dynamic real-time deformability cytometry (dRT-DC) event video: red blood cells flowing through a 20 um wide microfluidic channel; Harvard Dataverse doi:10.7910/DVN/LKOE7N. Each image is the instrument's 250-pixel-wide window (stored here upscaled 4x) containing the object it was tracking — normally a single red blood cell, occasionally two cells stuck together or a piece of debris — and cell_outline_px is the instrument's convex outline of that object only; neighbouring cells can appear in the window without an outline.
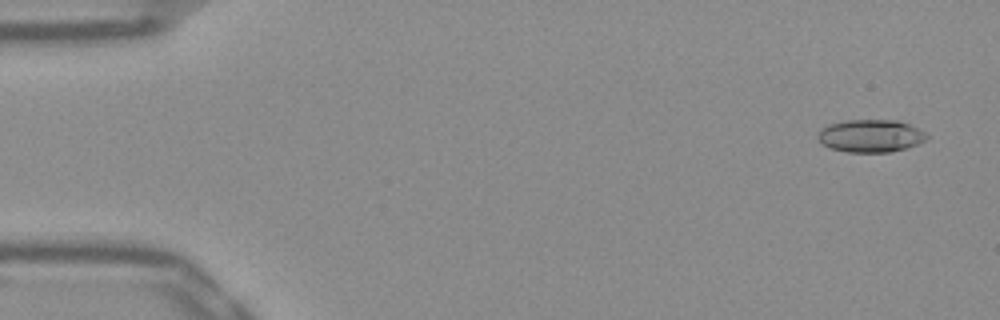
{"species": "Egyptian fruit bat (a non-hibernating species)", "species_latin": "Rousettus aegyptiacus", "temperature_condition": "warm", "stored_images_in_passage": 53, "camera_frame_rate_fps": 3000, "um_per_image_px": 0.085, "frame": {"image": 1, "passage_image": 3, "time_ms": 0.667, "image_size_px": [1000, 320], "cell_outline_px": [[928, 136], [924, 140], [908, 148], [888, 152], [848, 152], [832, 148], [824, 144], [816, 136], [820, 128], [828, 124], [848, 120], [896, 120], [908, 124], [924, 132]], "centroid_in_image_um": [73.97, 11.54], "position_along_channel_um": 11.0, "area_um2": 20.52}}
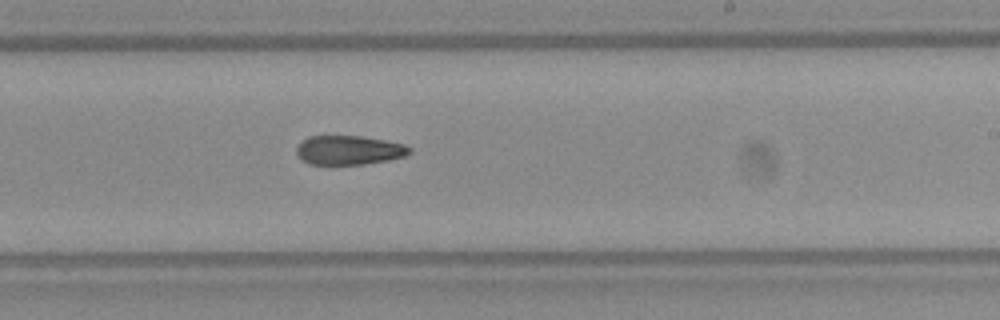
{"frame": {"image": 2, "passage_image": 32, "time_ms": 10.333, "image_size_px": [1000, 320], "cell_outline_px": [[412, 152], [404, 156], [388, 160], [364, 164], [308, 164], [300, 160], [296, 152], [296, 148], [308, 136], [360, 136], [388, 140], [404, 144], [412, 148]], "centroid_in_image_um": [29.68, 12.76], "position_along_channel_um": 259.3, "area_um2": 19.31}}
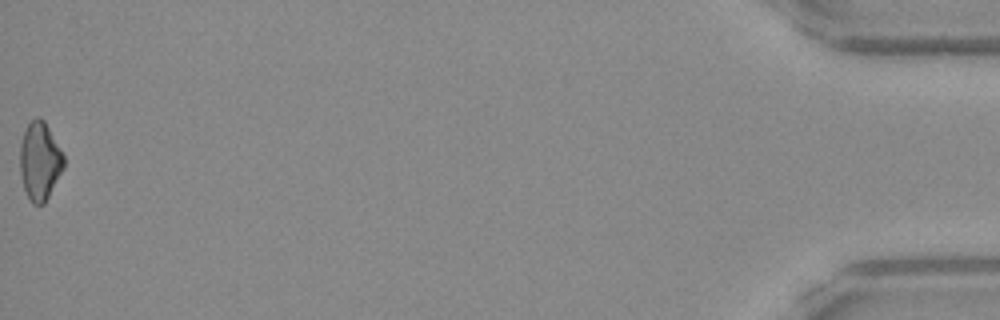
{"frame": {"image": 3, "passage_image": 53, "time_ms": 17.333, "image_size_px": [1000, 320], "cell_outline_px": [[64, 168], [44, 204], [32, 204], [24, 188], [20, 172], [20, 144], [24, 132], [28, 124], [36, 116], [40, 116], [44, 120], [64, 156]], "centroid_in_image_um": [3.38, 13.69], "position_along_channel_um": 431.8, "area_um2": 19.77}, "authors_computed_cell_mechanics": {"area_um2": 20.4034, "velocity_mm_per_s": 3.8909, "shape_relaxation_time_tau1_ms": null, "shape_relaxation_time_tau2_ms": 6.4726, "deformation_change_tau1": null, "deformation_change_tau2": 0.1657}}